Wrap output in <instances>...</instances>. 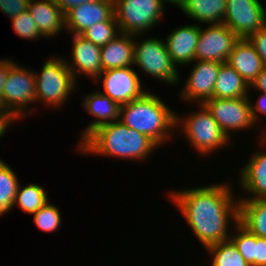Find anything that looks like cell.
I'll return each mask as SVG.
<instances>
[{"label":"cell","instance_id":"cell-1","mask_svg":"<svg viewBox=\"0 0 266 266\" xmlns=\"http://www.w3.org/2000/svg\"><path fill=\"white\" fill-rule=\"evenodd\" d=\"M232 185L226 181L169 193L170 201L181 211L204 248L228 240L231 236L228 231L232 230L229 222L234 225L239 222V199L235 200Z\"/></svg>","mask_w":266,"mask_h":266},{"label":"cell","instance_id":"cell-2","mask_svg":"<svg viewBox=\"0 0 266 266\" xmlns=\"http://www.w3.org/2000/svg\"><path fill=\"white\" fill-rule=\"evenodd\" d=\"M158 147L147 135L127 127L118 120L97 128L78 144L76 150L87 155L144 161Z\"/></svg>","mask_w":266,"mask_h":266},{"label":"cell","instance_id":"cell-3","mask_svg":"<svg viewBox=\"0 0 266 266\" xmlns=\"http://www.w3.org/2000/svg\"><path fill=\"white\" fill-rule=\"evenodd\" d=\"M119 121L147 135L159 147L171 140L176 125L175 111L153 92L120 106Z\"/></svg>","mask_w":266,"mask_h":266},{"label":"cell","instance_id":"cell-4","mask_svg":"<svg viewBox=\"0 0 266 266\" xmlns=\"http://www.w3.org/2000/svg\"><path fill=\"white\" fill-rule=\"evenodd\" d=\"M199 110L188 113L183 118L176 112V129L182 131L191 147L201 156L222 150L229 145L230 139L221 130L211 113L203 104H197ZM183 128V129H182ZM221 148V149H219Z\"/></svg>","mask_w":266,"mask_h":266},{"label":"cell","instance_id":"cell-5","mask_svg":"<svg viewBox=\"0 0 266 266\" xmlns=\"http://www.w3.org/2000/svg\"><path fill=\"white\" fill-rule=\"evenodd\" d=\"M51 57L39 73L34 71L36 84V102L45 106L61 108L72 93L76 91L77 80L68 68L65 58ZM74 91V92H73ZM70 95V96H69Z\"/></svg>","mask_w":266,"mask_h":266},{"label":"cell","instance_id":"cell-6","mask_svg":"<svg viewBox=\"0 0 266 266\" xmlns=\"http://www.w3.org/2000/svg\"><path fill=\"white\" fill-rule=\"evenodd\" d=\"M33 102L36 103L34 71L15 62L8 70L0 113L14 123L21 120L23 116L26 118L33 114L31 112L33 109L29 110L31 107H28Z\"/></svg>","mask_w":266,"mask_h":266},{"label":"cell","instance_id":"cell-7","mask_svg":"<svg viewBox=\"0 0 266 266\" xmlns=\"http://www.w3.org/2000/svg\"><path fill=\"white\" fill-rule=\"evenodd\" d=\"M114 16L121 33L143 35L162 20V0H113Z\"/></svg>","mask_w":266,"mask_h":266},{"label":"cell","instance_id":"cell-8","mask_svg":"<svg viewBox=\"0 0 266 266\" xmlns=\"http://www.w3.org/2000/svg\"><path fill=\"white\" fill-rule=\"evenodd\" d=\"M134 65L142 72L168 85L180 84L177 66L173 63L164 39L147 37L143 41L134 36Z\"/></svg>","mask_w":266,"mask_h":266},{"label":"cell","instance_id":"cell-9","mask_svg":"<svg viewBox=\"0 0 266 266\" xmlns=\"http://www.w3.org/2000/svg\"><path fill=\"white\" fill-rule=\"evenodd\" d=\"M249 97L218 99L211 98L203 103L219 124L224 134L231 140V132L250 130L256 124L251 114Z\"/></svg>","mask_w":266,"mask_h":266},{"label":"cell","instance_id":"cell-10","mask_svg":"<svg viewBox=\"0 0 266 266\" xmlns=\"http://www.w3.org/2000/svg\"><path fill=\"white\" fill-rule=\"evenodd\" d=\"M260 0H227L223 24L238 38H249L266 26V9Z\"/></svg>","mask_w":266,"mask_h":266},{"label":"cell","instance_id":"cell-11","mask_svg":"<svg viewBox=\"0 0 266 266\" xmlns=\"http://www.w3.org/2000/svg\"><path fill=\"white\" fill-rule=\"evenodd\" d=\"M137 73L131 66L109 69L102 71L94 82L99 84L101 80L104 89L102 93L122 106L142 97L148 91L142 87V81Z\"/></svg>","mask_w":266,"mask_h":266},{"label":"cell","instance_id":"cell-12","mask_svg":"<svg viewBox=\"0 0 266 266\" xmlns=\"http://www.w3.org/2000/svg\"><path fill=\"white\" fill-rule=\"evenodd\" d=\"M238 39L237 35L223 23L209 24L205 29L201 25L195 60L226 62Z\"/></svg>","mask_w":266,"mask_h":266},{"label":"cell","instance_id":"cell-13","mask_svg":"<svg viewBox=\"0 0 266 266\" xmlns=\"http://www.w3.org/2000/svg\"><path fill=\"white\" fill-rule=\"evenodd\" d=\"M194 63V68L190 70L181 89L180 97L187 102L203 104L213 98L220 62L195 60Z\"/></svg>","mask_w":266,"mask_h":266},{"label":"cell","instance_id":"cell-14","mask_svg":"<svg viewBox=\"0 0 266 266\" xmlns=\"http://www.w3.org/2000/svg\"><path fill=\"white\" fill-rule=\"evenodd\" d=\"M72 36L73 45L70 50L72 57L70 58L71 60H66L65 58L66 64L75 80L81 74H85L90 79H93L94 82L103 71L100 54L101 47L81 35L73 34Z\"/></svg>","mask_w":266,"mask_h":266},{"label":"cell","instance_id":"cell-15","mask_svg":"<svg viewBox=\"0 0 266 266\" xmlns=\"http://www.w3.org/2000/svg\"><path fill=\"white\" fill-rule=\"evenodd\" d=\"M113 15V1L86 2L65 14L66 30L71 35H81L90 26L107 21Z\"/></svg>","mask_w":266,"mask_h":266},{"label":"cell","instance_id":"cell-16","mask_svg":"<svg viewBox=\"0 0 266 266\" xmlns=\"http://www.w3.org/2000/svg\"><path fill=\"white\" fill-rule=\"evenodd\" d=\"M174 29L165 39L168 53L176 66H188L195 61L200 24L196 22L193 25L179 26Z\"/></svg>","mask_w":266,"mask_h":266},{"label":"cell","instance_id":"cell-17","mask_svg":"<svg viewBox=\"0 0 266 266\" xmlns=\"http://www.w3.org/2000/svg\"><path fill=\"white\" fill-rule=\"evenodd\" d=\"M96 91L83 98V108L92 117H95V120L90 122L80 133V144L100 126L119 120L120 106L108 96L101 93L102 91Z\"/></svg>","mask_w":266,"mask_h":266},{"label":"cell","instance_id":"cell-18","mask_svg":"<svg viewBox=\"0 0 266 266\" xmlns=\"http://www.w3.org/2000/svg\"><path fill=\"white\" fill-rule=\"evenodd\" d=\"M238 174L239 186L244 193L249 194L239 200L266 199V152L251 153L249 162H246Z\"/></svg>","mask_w":266,"mask_h":266},{"label":"cell","instance_id":"cell-19","mask_svg":"<svg viewBox=\"0 0 266 266\" xmlns=\"http://www.w3.org/2000/svg\"><path fill=\"white\" fill-rule=\"evenodd\" d=\"M250 86L264 69L263 61L248 38H239L226 61Z\"/></svg>","mask_w":266,"mask_h":266},{"label":"cell","instance_id":"cell-20","mask_svg":"<svg viewBox=\"0 0 266 266\" xmlns=\"http://www.w3.org/2000/svg\"><path fill=\"white\" fill-rule=\"evenodd\" d=\"M28 11L43 38H53L66 30L65 14L53 0H30Z\"/></svg>","mask_w":266,"mask_h":266},{"label":"cell","instance_id":"cell-21","mask_svg":"<svg viewBox=\"0 0 266 266\" xmlns=\"http://www.w3.org/2000/svg\"><path fill=\"white\" fill-rule=\"evenodd\" d=\"M102 70L134 67V35L120 33L100 49Z\"/></svg>","mask_w":266,"mask_h":266},{"label":"cell","instance_id":"cell-22","mask_svg":"<svg viewBox=\"0 0 266 266\" xmlns=\"http://www.w3.org/2000/svg\"><path fill=\"white\" fill-rule=\"evenodd\" d=\"M249 89L250 86L232 66L227 62L220 63L219 73L213 90V98L249 97Z\"/></svg>","mask_w":266,"mask_h":266},{"label":"cell","instance_id":"cell-23","mask_svg":"<svg viewBox=\"0 0 266 266\" xmlns=\"http://www.w3.org/2000/svg\"><path fill=\"white\" fill-rule=\"evenodd\" d=\"M227 0H185L179 8L187 17L201 24H222Z\"/></svg>","mask_w":266,"mask_h":266},{"label":"cell","instance_id":"cell-24","mask_svg":"<svg viewBox=\"0 0 266 266\" xmlns=\"http://www.w3.org/2000/svg\"><path fill=\"white\" fill-rule=\"evenodd\" d=\"M239 223L254 235L266 238V199L239 200Z\"/></svg>","mask_w":266,"mask_h":266},{"label":"cell","instance_id":"cell-25","mask_svg":"<svg viewBox=\"0 0 266 266\" xmlns=\"http://www.w3.org/2000/svg\"><path fill=\"white\" fill-rule=\"evenodd\" d=\"M47 194L48 191L38 183H31L25 186H21L19 183L14 206L18 205L23 212L30 215L34 214L50 201Z\"/></svg>","mask_w":266,"mask_h":266},{"label":"cell","instance_id":"cell-26","mask_svg":"<svg viewBox=\"0 0 266 266\" xmlns=\"http://www.w3.org/2000/svg\"><path fill=\"white\" fill-rule=\"evenodd\" d=\"M19 183L15 171L0 159V216L14 208Z\"/></svg>","mask_w":266,"mask_h":266},{"label":"cell","instance_id":"cell-27","mask_svg":"<svg viewBox=\"0 0 266 266\" xmlns=\"http://www.w3.org/2000/svg\"><path fill=\"white\" fill-rule=\"evenodd\" d=\"M205 249L213 258L211 266H250L230 239L212 244Z\"/></svg>","mask_w":266,"mask_h":266},{"label":"cell","instance_id":"cell-28","mask_svg":"<svg viewBox=\"0 0 266 266\" xmlns=\"http://www.w3.org/2000/svg\"><path fill=\"white\" fill-rule=\"evenodd\" d=\"M120 33L118 23L113 15L107 21H102L90 26L81 34V36L91 41L93 44L102 47L108 44Z\"/></svg>","mask_w":266,"mask_h":266},{"label":"cell","instance_id":"cell-29","mask_svg":"<svg viewBox=\"0 0 266 266\" xmlns=\"http://www.w3.org/2000/svg\"><path fill=\"white\" fill-rule=\"evenodd\" d=\"M234 235L230 236V240L235 244L237 251L250 265L255 266V245L256 235L248 231L239 222L233 226Z\"/></svg>","mask_w":266,"mask_h":266},{"label":"cell","instance_id":"cell-30","mask_svg":"<svg viewBox=\"0 0 266 266\" xmlns=\"http://www.w3.org/2000/svg\"><path fill=\"white\" fill-rule=\"evenodd\" d=\"M33 222L42 231L55 232L60 227L62 217L59 208L48 201L37 212L32 214Z\"/></svg>","mask_w":266,"mask_h":266},{"label":"cell","instance_id":"cell-31","mask_svg":"<svg viewBox=\"0 0 266 266\" xmlns=\"http://www.w3.org/2000/svg\"><path fill=\"white\" fill-rule=\"evenodd\" d=\"M13 30L22 39L37 40L42 38L33 16L28 10L10 19Z\"/></svg>","mask_w":266,"mask_h":266},{"label":"cell","instance_id":"cell-32","mask_svg":"<svg viewBox=\"0 0 266 266\" xmlns=\"http://www.w3.org/2000/svg\"><path fill=\"white\" fill-rule=\"evenodd\" d=\"M30 0H0V11L10 19L28 10Z\"/></svg>","mask_w":266,"mask_h":266},{"label":"cell","instance_id":"cell-33","mask_svg":"<svg viewBox=\"0 0 266 266\" xmlns=\"http://www.w3.org/2000/svg\"><path fill=\"white\" fill-rule=\"evenodd\" d=\"M248 39L254 45L266 67V26L253 33Z\"/></svg>","mask_w":266,"mask_h":266},{"label":"cell","instance_id":"cell-34","mask_svg":"<svg viewBox=\"0 0 266 266\" xmlns=\"http://www.w3.org/2000/svg\"><path fill=\"white\" fill-rule=\"evenodd\" d=\"M254 101H250L251 104V114H252V118L255 124H258V121H262L259 120L258 115H260V113L266 116V93L265 92H260L258 99L256 100V103L253 104ZM259 113V114H258Z\"/></svg>","mask_w":266,"mask_h":266},{"label":"cell","instance_id":"cell-35","mask_svg":"<svg viewBox=\"0 0 266 266\" xmlns=\"http://www.w3.org/2000/svg\"><path fill=\"white\" fill-rule=\"evenodd\" d=\"M255 266H266V238L256 236Z\"/></svg>","mask_w":266,"mask_h":266},{"label":"cell","instance_id":"cell-36","mask_svg":"<svg viewBox=\"0 0 266 266\" xmlns=\"http://www.w3.org/2000/svg\"><path fill=\"white\" fill-rule=\"evenodd\" d=\"M61 11L66 14L68 11L76 6L85 4L86 2H98V1H113V0H53Z\"/></svg>","mask_w":266,"mask_h":266},{"label":"cell","instance_id":"cell-37","mask_svg":"<svg viewBox=\"0 0 266 266\" xmlns=\"http://www.w3.org/2000/svg\"><path fill=\"white\" fill-rule=\"evenodd\" d=\"M14 63L15 61H11L10 59L2 58L0 60V108L2 107V94L8 76V70Z\"/></svg>","mask_w":266,"mask_h":266},{"label":"cell","instance_id":"cell-38","mask_svg":"<svg viewBox=\"0 0 266 266\" xmlns=\"http://www.w3.org/2000/svg\"><path fill=\"white\" fill-rule=\"evenodd\" d=\"M251 89H255L258 92L266 93V67L260 72L256 79L250 85Z\"/></svg>","mask_w":266,"mask_h":266},{"label":"cell","instance_id":"cell-39","mask_svg":"<svg viewBox=\"0 0 266 266\" xmlns=\"http://www.w3.org/2000/svg\"><path fill=\"white\" fill-rule=\"evenodd\" d=\"M10 124L12 125V123L0 113V140L4 137L5 133H7L6 131L9 130L8 127H10Z\"/></svg>","mask_w":266,"mask_h":266},{"label":"cell","instance_id":"cell-40","mask_svg":"<svg viewBox=\"0 0 266 266\" xmlns=\"http://www.w3.org/2000/svg\"><path fill=\"white\" fill-rule=\"evenodd\" d=\"M164 2V4L166 5V3L169 4H174L176 6H178L179 8L183 5V3L185 2V0H162Z\"/></svg>","mask_w":266,"mask_h":266},{"label":"cell","instance_id":"cell-41","mask_svg":"<svg viewBox=\"0 0 266 266\" xmlns=\"http://www.w3.org/2000/svg\"><path fill=\"white\" fill-rule=\"evenodd\" d=\"M261 133H262L261 134L262 137H260L262 139L261 143H262L263 146H264V144L266 146V130L264 129V132H261Z\"/></svg>","mask_w":266,"mask_h":266}]
</instances>
